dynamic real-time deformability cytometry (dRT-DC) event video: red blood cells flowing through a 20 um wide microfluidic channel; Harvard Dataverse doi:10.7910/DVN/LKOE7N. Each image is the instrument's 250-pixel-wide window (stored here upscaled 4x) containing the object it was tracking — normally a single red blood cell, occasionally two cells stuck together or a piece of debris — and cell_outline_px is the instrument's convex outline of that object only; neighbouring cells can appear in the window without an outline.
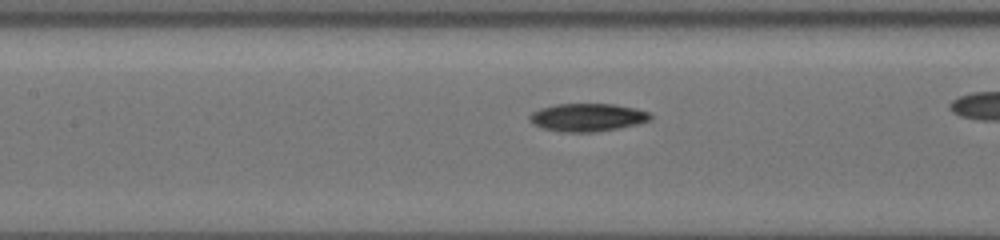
{"species": "common noctule bat (a hibernating species)", "species_latin": "Nyctalus noctula", "temperature_condition": "cold", "stored_images_in_passage": 30, "camera_frame_rate_fps": 3000, "um_per_image_px": 0.085, "animal": {"sex": "female", "body_mass_g": 19.5, "forearm_length_mm": 54.1}, "frame": {"image": 1, "passage_image": 10, "time_ms": 2.667, "image_size_px": [1000, 240], "cell_outline_px": [[652, 120], [636, 124], [616, 128], [592, 132], [560, 132], [544, 128], [532, 124], [528, 116], [532, 112], [540, 108], [556, 104], [612, 104], [636, 108], [648, 112], [652, 116]], "centroid_in_image_um": [49.91, 9.97], "position_along_channel_um": 157.5, "area_um2": 19.59}}
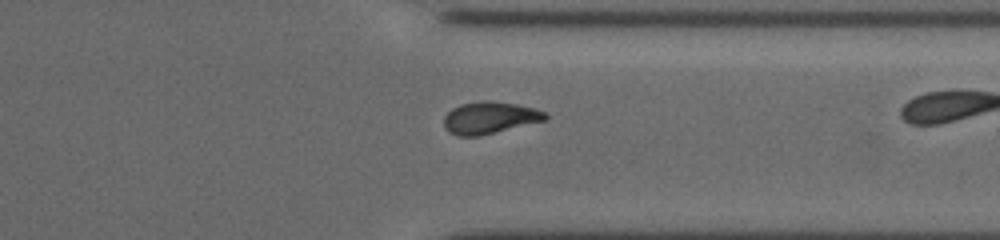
{"frame": {"image": 2, "passage_image": 29, "time_ms": 8.333, "image_size_px": [1000, 240], "cell_outline_px": [[548, 120], [480, 136], [460, 136], [448, 132], [444, 128], [444, 116], [452, 108], [460, 104], [480, 100], [492, 100], [516, 104], [536, 108], [544, 112], [548, 116]], "centroid_in_image_um": [41.63, 10.0], "position_along_channel_um": 369.8, "area_um2": 19.25}}